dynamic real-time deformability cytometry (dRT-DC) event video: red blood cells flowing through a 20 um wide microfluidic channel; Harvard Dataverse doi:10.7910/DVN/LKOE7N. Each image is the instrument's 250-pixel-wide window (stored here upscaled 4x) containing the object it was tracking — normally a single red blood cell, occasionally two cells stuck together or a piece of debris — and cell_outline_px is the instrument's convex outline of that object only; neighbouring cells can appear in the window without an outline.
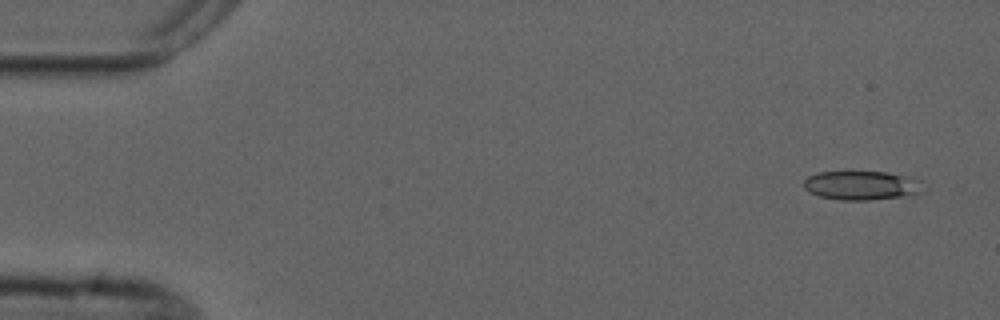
{"species": "common noctule bat (a hibernating species)", "species_latin": "Nyctalus noctula", "temperature_condition": "cold", "stored_images_in_passage": 14, "camera_frame_rate_fps": 3000, "um_per_image_px": 0.085, "animal": {"sex": "male", "forearm_length_mm": 52.5}, "frame": {"image": 1, "passage_image": 1, "time_ms": 0.0, "image_size_px": [1000, 320], "cell_outline_px": [[920, 192], [900, 196], [868, 200], [840, 200], [820, 196], [808, 192], [804, 188], [804, 180], [808, 176], [816, 172], [888, 172], [920, 180]], "centroid_in_image_um": [73.13, 15.75], "position_along_channel_um": 11.9, "area_um2": 19.83}}
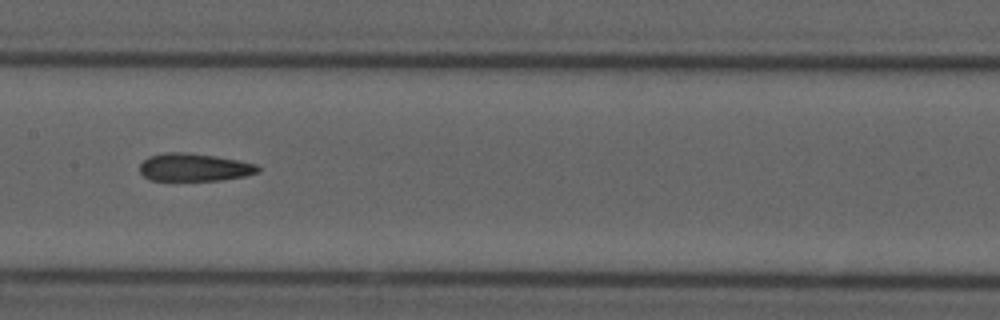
{"frame": {"image": 2, "passage_image": 7, "time_ms": 8.0, "image_size_px": [1000, 320], "cell_outline_px": [[260, 172], [244, 176], [220, 180], [148, 180], [140, 172], [140, 164], [148, 156], [164, 152], [184, 152], [216, 156], [256, 164], [260, 168]], "centroid_in_image_um": [16.49, 14.22], "position_along_channel_um": 190.9, "area_um2": 19.13}}
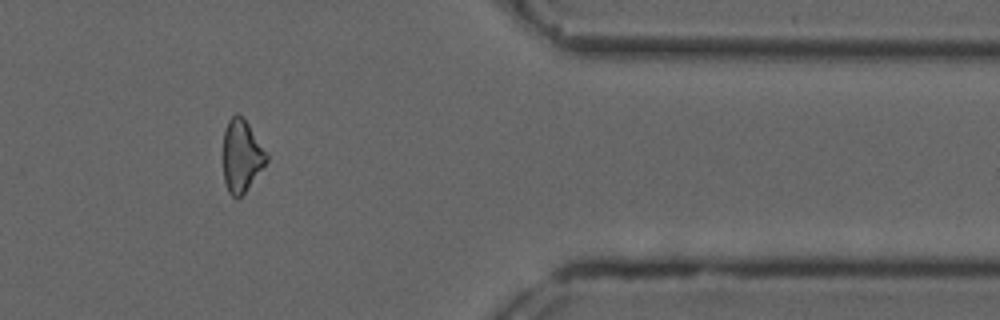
{"frame": {"image": 3, "passage_image": 12, "time_ms": 14.0, "image_size_px": [1000, 320], "cell_outline_px": [[268, 160], [244, 192], [236, 200], [228, 192], [224, 180], [224, 132], [228, 120], [236, 112], [244, 116], [268, 152]], "centroid_in_image_um": [20.55, 13.2], "position_along_channel_um": 390.9, "area_um2": 18.38}}